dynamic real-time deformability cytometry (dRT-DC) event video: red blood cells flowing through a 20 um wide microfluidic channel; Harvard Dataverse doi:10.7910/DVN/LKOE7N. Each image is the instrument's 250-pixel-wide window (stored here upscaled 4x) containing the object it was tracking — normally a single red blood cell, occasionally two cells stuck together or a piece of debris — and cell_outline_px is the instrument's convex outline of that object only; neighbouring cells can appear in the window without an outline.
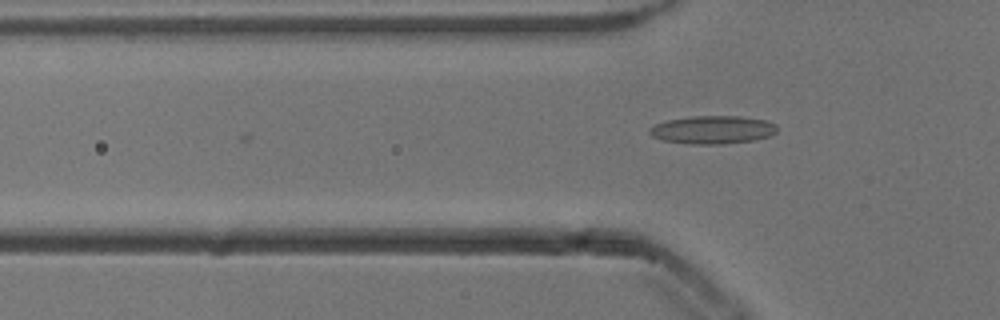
{"species": "common noctule bat (a hibernating species)", "species_latin": "Nyctalus noctula", "temperature_condition": "cold", "stored_images_in_passage": 8, "camera_frame_rate_fps": 3000, "um_per_image_px": 0.085, "animal": {"sex": "male", "body_mass_g": 13.3}, "frame": {"image": 1, "passage_image": 8, "time_ms": 2.333, "image_size_px": [1000, 320], "cell_outline_px": [[776, 132], [772, 136], [756, 140], [720, 144], [692, 144], [664, 140], [652, 136], [648, 132], [648, 128], [656, 124], [668, 120], [692, 116], [740, 116], [764, 120], [776, 124]], "centroid_in_image_um": [60.6, 11.03], "position_along_channel_um": 65.2, "area_um2": 20.87}}